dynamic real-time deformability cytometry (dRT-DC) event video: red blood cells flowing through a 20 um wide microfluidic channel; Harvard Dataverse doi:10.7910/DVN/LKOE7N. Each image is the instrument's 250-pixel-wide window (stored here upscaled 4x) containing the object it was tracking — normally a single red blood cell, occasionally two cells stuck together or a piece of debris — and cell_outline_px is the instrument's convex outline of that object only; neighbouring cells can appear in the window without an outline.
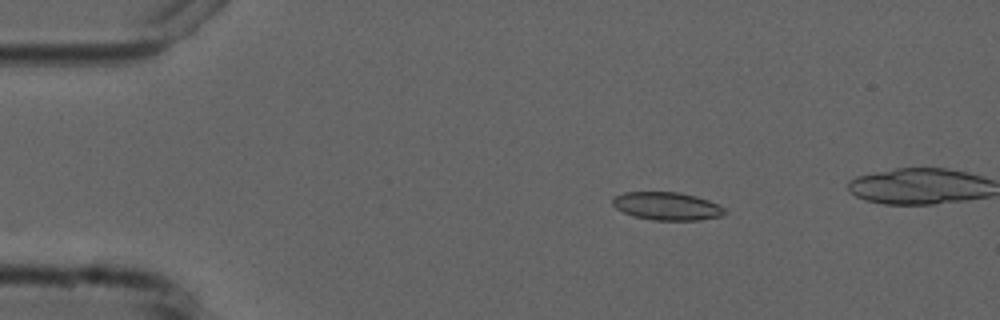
{"species": "common noctule bat (a hibernating species)", "species_latin": "Nyctalus noctula", "temperature_condition": "cold", "stored_images_in_passage": 9, "segment_of_instrument_passage": [1, 2], "camera_frame_rate_fps": 3000, "um_per_image_px": 0.085, "animal": {"sex": "male", "forearm_length_mm": 52.5}, "frame": {"image": 1, "passage_image": 3, "time_ms": 3.0, "image_size_px": [1000, 320], "cell_outline_px": [[728, 212], [724, 216], [700, 220], [652, 220], [636, 216], [624, 212], [616, 208], [612, 204], [612, 200], [616, 196], [624, 192], [680, 192], [696, 196], [708, 200], [724, 208]], "centroid_in_image_um": [56.73, 17.52], "position_along_channel_um": 28.3, "area_um2": 18.26}}
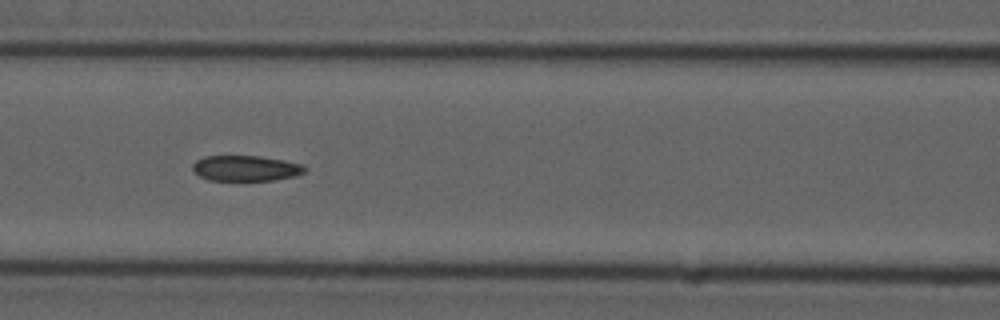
{"frame": {"image": 2, "passage_image": 7, "time_ms": 7.667, "image_size_px": [1000, 320], "cell_outline_px": [[308, 168], [304, 172], [296, 176], [272, 180], [208, 180], [200, 176], [192, 168], [192, 164], [196, 160], [204, 156], [260, 156], [284, 160], [300, 164]], "centroid_in_image_um": [20.89, 14.3], "position_along_channel_um": 145.7, "area_um2": 16.65}}
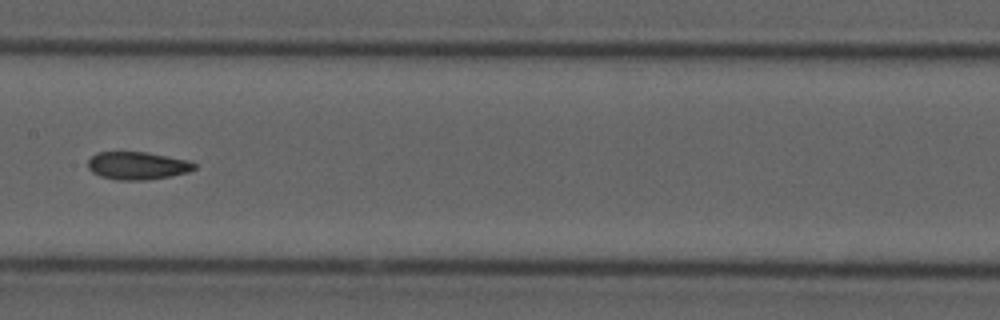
{"frame": {"image": 3, "passage_image": 8, "time_ms": 9.0, "image_size_px": [1000, 320], "cell_outline_px": [[196, 168], [188, 172], [172, 176], [148, 180], [116, 180], [100, 176], [92, 172], [88, 168], [88, 160], [96, 152], [148, 152], [188, 160], [196, 164]], "centroid_in_image_um": [11.68, 14.08], "position_along_channel_um": 195.7, "area_um2": 17.4}}